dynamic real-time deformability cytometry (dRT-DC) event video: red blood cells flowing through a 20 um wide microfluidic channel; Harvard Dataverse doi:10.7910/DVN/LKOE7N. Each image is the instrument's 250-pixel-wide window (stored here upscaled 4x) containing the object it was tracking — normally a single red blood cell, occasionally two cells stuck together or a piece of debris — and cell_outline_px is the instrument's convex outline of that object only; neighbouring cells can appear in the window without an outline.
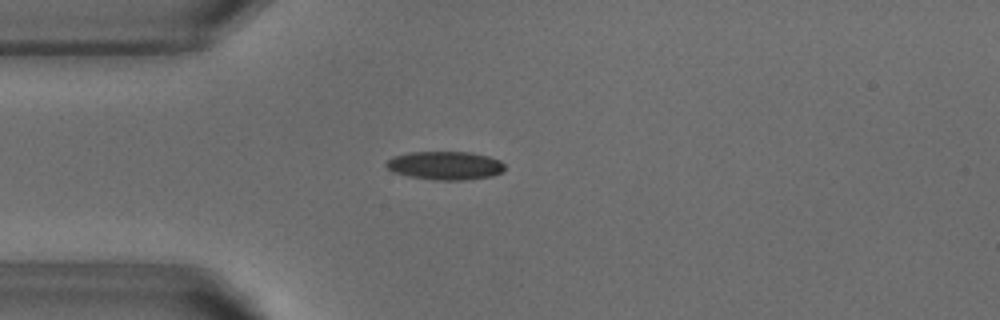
{"species": "common noctule bat (a hibernating species)", "species_latin": "Nyctalus noctula", "temperature_condition": "warm", "stored_images_in_passage": 41, "camera_frame_rate_fps": 3000, "um_per_image_px": 0.085, "animal": {"sex": "male", "body_mass_g": 18.8}, "frame": {"image": 1, "passage_image": 2, "time_ms": 0.333, "image_size_px": [1000, 320], "cell_outline_px": [[504, 172], [492, 176], [464, 180], [432, 180], [408, 176], [392, 172], [384, 164], [392, 156], [408, 152], [472, 152], [488, 156], [500, 160], [504, 164]], "centroid_in_image_um": [37.83, 14.07], "position_along_channel_um": 47.2, "area_um2": 19.88}}
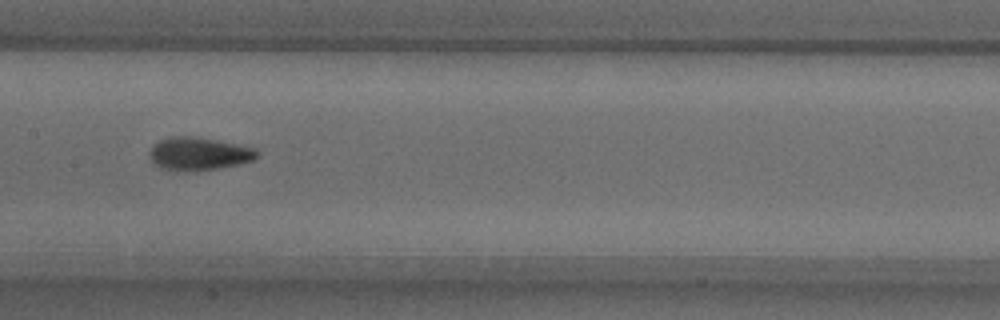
{"frame": {"image": 2, "passage_image": 14, "time_ms": 4.333, "image_size_px": [1000, 320], "cell_outline_px": [[260, 156], [252, 160], [240, 164], [220, 168], [196, 172], [176, 172], [160, 168], [152, 164], [148, 156], [148, 152], [160, 140], [168, 136], [196, 136], [256, 148], [260, 152]], "centroid_in_image_um": [16.87, 13.1], "position_along_channel_um": 190.5, "area_um2": 21.33}}
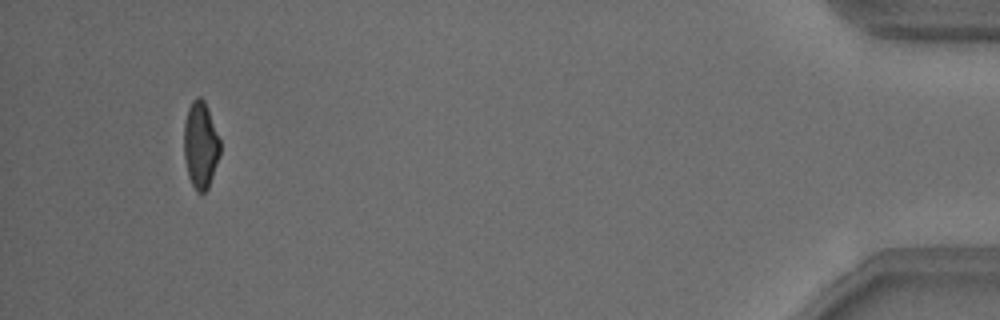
{"frame": {"image": 3, "passage_image": 38, "time_ms": 12.333, "image_size_px": [1000, 320], "cell_outline_px": [[220, 156], [208, 188], [204, 192], [196, 192], [188, 176], [184, 156], [184, 120], [188, 108], [192, 100], [196, 96], [200, 96], [204, 100], [208, 108], [220, 140]], "centroid_in_image_um": [17.04, 12.31], "position_along_channel_um": 418.2, "area_um2": 18.44}, "authors_computed_cell_mechanics": {"area_um2": 19.4786, "velocity_mm_per_s": 3.824, "shape_relaxation_time_tau1_ms": 2.4787, "shape_relaxation_time_tau2_ms": 1.3915, "deformation_change_tau1": 0.1495, "deformation_change_tau2": 0.0735}}